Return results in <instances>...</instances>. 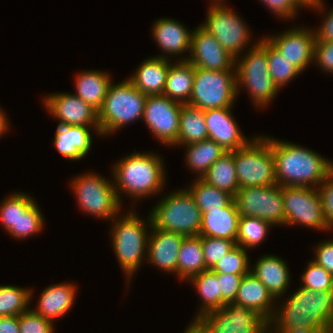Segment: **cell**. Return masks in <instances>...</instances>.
<instances>
[{
    "label": "cell",
    "instance_id": "1",
    "mask_svg": "<svg viewBox=\"0 0 333 333\" xmlns=\"http://www.w3.org/2000/svg\"><path fill=\"white\" fill-rule=\"evenodd\" d=\"M264 138L271 145L279 186L317 188L330 175V159L292 142Z\"/></svg>",
    "mask_w": 333,
    "mask_h": 333
},
{
    "label": "cell",
    "instance_id": "26",
    "mask_svg": "<svg viewBox=\"0 0 333 333\" xmlns=\"http://www.w3.org/2000/svg\"><path fill=\"white\" fill-rule=\"evenodd\" d=\"M253 268L250 271L267 287L274 299L285 296L283 294L291 280L285 260L269 254L261 256Z\"/></svg>",
    "mask_w": 333,
    "mask_h": 333
},
{
    "label": "cell",
    "instance_id": "51",
    "mask_svg": "<svg viewBox=\"0 0 333 333\" xmlns=\"http://www.w3.org/2000/svg\"><path fill=\"white\" fill-rule=\"evenodd\" d=\"M0 333H20L19 316L0 317Z\"/></svg>",
    "mask_w": 333,
    "mask_h": 333
},
{
    "label": "cell",
    "instance_id": "55",
    "mask_svg": "<svg viewBox=\"0 0 333 333\" xmlns=\"http://www.w3.org/2000/svg\"><path fill=\"white\" fill-rule=\"evenodd\" d=\"M184 333H195L194 329L192 328L191 325L187 326L186 330L184 331Z\"/></svg>",
    "mask_w": 333,
    "mask_h": 333
},
{
    "label": "cell",
    "instance_id": "46",
    "mask_svg": "<svg viewBox=\"0 0 333 333\" xmlns=\"http://www.w3.org/2000/svg\"><path fill=\"white\" fill-rule=\"evenodd\" d=\"M280 19H294L299 8L305 7L299 0H261Z\"/></svg>",
    "mask_w": 333,
    "mask_h": 333
},
{
    "label": "cell",
    "instance_id": "49",
    "mask_svg": "<svg viewBox=\"0 0 333 333\" xmlns=\"http://www.w3.org/2000/svg\"><path fill=\"white\" fill-rule=\"evenodd\" d=\"M314 251L313 261L333 275V239L319 243Z\"/></svg>",
    "mask_w": 333,
    "mask_h": 333
},
{
    "label": "cell",
    "instance_id": "47",
    "mask_svg": "<svg viewBox=\"0 0 333 333\" xmlns=\"http://www.w3.org/2000/svg\"><path fill=\"white\" fill-rule=\"evenodd\" d=\"M313 63L333 74V42L315 41Z\"/></svg>",
    "mask_w": 333,
    "mask_h": 333
},
{
    "label": "cell",
    "instance_id": "2",
    "mask_svg": "<svg viewBox=\"0 0 333 333\" xmlns=\"http://www.w3.org/2000/svg\"><path fill=\"white\" fill-rule=\"evenodd\" d=\"M283 301L281 308L278 305L275 308L269 320V329L304 325L315 327L321 333L333 332V291H312L299 287Z\"/></svg>",
    "mask_w": 333,
    "mask_h": 333
},
{
    "label": "cell",
    "instance_id": "38",
    "mask_svg": "<svg viewBox=\"0 0 333 333\" xmlns=\"http://www.w3.org/2000/svg\"><path fill=\"white\" fill-rule=\"evenodd\" d=\"M273 226L270 222L255 217L240 216L236 245L247 249L261 244Z\"/></svg>",
    "mask_w": 333,
    "mask_h": 333
},
{
    "label": "cell",
    "instance_id": "34",
    "mask_svg": "<svg viewBox=\"0 0 333 333\" xmlns=\"http://www.w3.org/2000/svg\"><path fill=\"white\" fill-rule=\"evenodd\" d=\"M185 146L187 147L185 162L189 169L197 173V178H202L210 166L226 153L221 146L210 139Z\"/></svg>",
    "mask_w": 333,
    "mask_h": 333
},
{
    "label": "cell",
    "instance_id": "45",
    "mask_svg": "<svg viewBox=\"0 0 333 333\" xmlns=\"http://www.w3.org/2000/svg\"><path fill=\"white\" fill-rule=\"evenodd\" d=\"M326 224L333 229V176L330 174L318 187Z\"/></svg>",
    "mask_w": 333,
    "mask_h": 333
},
{
    "label": "cell",
    "instance_id": "33",
    "mask_svg": "<svg viewBox=\"0 0 333 333\" xmlns=\"http://www.w3.org/2000/svg\"><path fill=\"white\" fill-rule=\"evenodd\" d=\"M201 179L234 197L239 190V184L237 182L233 151L226 152L218 158Z\"/></svg>",
    "mask_w": 333,
    "mask_h": 333
},
{
    "label": "cell",
    "instance_id": "17",
    "mask_svg": "<svg viewBox=\"0 0 333 333\" xmlns=\"http://www.w3.org/2000/svg\"><path fill=\"white\" fill-rule=\"evenodd\" d=\"M189 55L179 60H188L197 68L214 71L231 70L235 65V58L201 25L192 32Z\"/></svg>",
    "mask_w": 333,
    "mask_h": 333
},
{
    "label": "cell",
    "instance_id": "28",
    "mask_svg": "<svg viewBox=\"0 0 333 333\" xmlns=\"http://www.w3.org/2000/svg\"><path fill=\"white\" fill-rule=\"evenodd\" d=\"M75 95L99 111L104 103L108 88L113 80L100 70H86L76 74Z\"/></svg>",
    "mask_w": 333,
    "mask_h": 333
},
{
    "label": "cell",
    "instance_id": "14",
    "mask_svg": "<svg viewBox=\"0 0 333 333\" xmlns=\"http://www.w3.org/2000/svg\"><path fill=\"white\" fill-rule=\"evenodd\" d=\"M285 225H304L321 231L326 224L317 188L282 186Z\"/></svg>",
    "mask_w": 333,
    "mask_h": 333
},
{
    "label": "cell",
    "instance_id": "57",
    "mask_svg": "<svg viewBox=\"0 0 333 333\" xmlns=\"http://www.w3.org/2000/svg\"><path fill=\"white\" fill-rule=\"evenodd\" d=\"M332 176H333V162L331 161V173H330Z\"/></svg>",
    "mask_w": 333,
    "mask_h": 333
},
{
    "label": "cell",
    "instance_id": "19",
    "mask_svg": "<svg viewBox=\"0 0 333 333\" xmlns=\"http://www.w3.org/2000/svg\"><path fill=\"white\" fill-rule=\"evenodd\" d=\"M232 107L204 110L208 139L215 141L226 152L245 147L251 140L243 136L232 116Z\"/></svg>",
    "mask_w": 333,
    "mask_h": 333
},
{
    "label": "cell",
    "instance_id": "35",
    "mask_svg": "<svg viewBox=\"0 0 333 333\" xmlns=\"http://www.w3.org/2000/svg\"><path fill=\"white\" fill-rule=\"evenodd\" d=\"M187 189L194 197L196 205L202 213L224 208L233 200L232 195L207 184L201 178H195Z\"/></svg>",
    "mask_w": 333,
    "mask_h": 333
},
{
    "label": "cell",
    "instance_id": "6",
    "mask_svg": "<svg viewBox=\"0 0 333 333\" xmlns=\"http://www.w3.org/2000/svg\"><path fill=\"white\" fill-rule=\"evenodd\" d=\"M111 82L102 108L98 111L101 136H107L143 118L147 95L126 78L121 83Z\"/></svg>",
    "mask_w": 333,
    "mask_h": 333
},
{
    "label": "cell",
    "instance_id": "8",
    "mask_svg": "<svg viewBox=\"0 0 333 333\" xmlns=\"http://www.w3.org/2000/svg\"><path fill=\"white\" fill-rule=\"evenodd\" d=\"M195 333H269V321L258 311L234 302L191 321Z\"/></svg>",
    "mask_w": 333,
    "mask_h": 333
},
{
    "label": "cell",
    "instance_id": "29",
    "mask_svg": "<svg viewBox=\"0 0 333 333\" xmlns=\"http://www.w3.org/2000/svg\"><path fill=\"white\" fill-rule=\"evenodd\" d=\"M195 66L188 60H178L169 66L163 95L182 105L188 104L193 90Z\"/></svg>",
    "mask_w": 333,
    "mask_h": 333
},
{
    "label": "cell",
    "instance_id": "4",
    "mask_svg": "<svg viewBox=\"0 0 333 333\" xmlns=\"http://www.w3.org/2000/svg\"><path fill=\"white\" fill-rule=\"evenodd\" d=\"M134 212L130 209L122 217L121 214H119V217L118 215L114 217L110 233L113 251L129 283L132 279L131 277L136 274L137 269H139L146 258L145 256H147L145 254H147L148 236L150 234L148 228H152L150 215L147 216L149 219L146 223Z\"/></svg>",
    "mask_w": 333,
    "mask_h": 333
},
{
    "label": "cell",
    "instance_id": "18",
    "mask_svg": "<svg viewBox=\"0 0 333 333\" xmlns=\"http://www.w3.org/2000/svg\"><path fill=\"white\" fill-rule=\"evenodd\" d=\"M282 57L297 67L301 72L313 64L315 32L309 28L293 27L279 35L265 37Z\"/></svg>",
    "mask_w": 333,
    "mask_h": 333
},
{
    "label": "cell",
    "instance_id": "48",
    "mask_svg": "<svg viewBox=\"0 0 333 333\" xmlns=\"http://www.w3.org/2000/svg\"><path fill=\"white\" fill-rule=\"evenodd\" d=\"M243 275H235V274H218L217 279L220 286V294L222 295V299L226 302H234L240 281Z\"/></svg>",
    "mask_w": 333,
    "mask_h": 333
},
{
    "label": "cell",
    "instance_id": "9",
    "mask_svg": "<svg viewBox=\"0 0 333 333\" xmlns=\"http://www.w3.org/2000/svg\"><path fill=\"white\" fill-rule=\"evenodd\" d=\"M233 160L239 188L277 184L271 145L263 136L254 137L245 147L233 151Z\"/></svg>",
    "mask_w": 333,
    "mask_h": 333
},
{
    "label": "cell",
    "instance_id": "21",
    "mask_svg": "<svg viewBox=\"0 0 333 333\" xmlns=\"http://www.w3.org/2000/svg\"><path fill=\"white\" fill-rule=\"evenodd\" d=\"M192 30L187 28L176 20L170 18H159L154 22L152 35L156 44L164 53L158 57L170 59L168 56L186 53L191 50Z\"/></svg>",
    "mask_w": 333,
    "mask_h": 333
},
{
    "label": "cell",
    "instance_id": "56",
    "mask_svg": "<svg viewBox=\"0 0 333 333\" xmlns=\"http://www.w3.org/2000/svg\"><path fill=\"white\" fill-rule=\"evenodd\" d=\"M212 1V0H211ZM214 3L213 4H225L223 1L224 0H213Z\"/></svg>",
    "mask_w": 333,
    "mask_h": 333
},
{
    "label": "cell",
    "instance_id": "11",
    "mask_svg": "<svg viewBox=\"0 0 333 333\" xmlns=\"http://www.w3.org/2000/svg\"><path fill=\"white\" fill-rule=\"evenodd\" d=\"M71 188L82 211L97 218L112 220L120 210L114 184L94 172L81 174L71 180Z\"/></svg>",
    "mask_w": 333,
    "mask_h": 333
},
{
    "label": "cell",
    "instance_id": "54",
    "mask_svg": "<svg viewBox=\"0 0 333 333\" xmlns=\"http://www.w3.org/2000/svg\"><path fill=\"white\" fill-rule=\"evenodd\" d=\"M6 114L0 108V137L9 129V122Z\"/></svg>",
    "mask_w": 333,
    "mask_h": 333
},
{
    "label": "cell",
    "instance_id": "15",
    "mask_svg": "<svg viewBox=\"0 0 333 333\" xmlns=\"http://www.w3.org/2000/svg\"><path fill=\"white\" fill-rule=\"evenodd\" d=\"M182 104L164 95H147L143 118L146 126L163 145L178 146Z\"/></svg>",
    "mask_w": 333,
    "mask_h": 333
},
{
    "label": "cell",
    "instance_id": "22",
    "mask_svg": "<svg viewBox=\"0 0 333 333\" xmlns=\"http://www.w3.org/2000/svg\"><path fill=\"white\" fill-rule=\"evenodd\" d=\"M240 215L234 199L224 208L202 213L199 235L224 238L236 244Z\"/></svg>",
    "mask_w": 333,
    "mask_h": 333
},
{
    "label": "cell",
    "instance_id": "42",
    "mask_svg": "<svg viewBox=\"0 0 333 333\" xmlns=\"http://www.w3.org/2000/svg\"><path fill=\"white\" fill-rule=\"evenodd\" d=\"M44 228V218L34 201L17 219V238L24 239L41 232Z\"/></svg>",
    "mask_w": 333,
    "mask_h": 333
},
{
    "label": "cell",
    "instance_id": "53",
    "mask_svg": "<svg viewBox=\"0 0 333 333\" xmlns=\"http://www.w3.org/2000/svg\"><path fill=\"white\" fill-rule=\"evenodd\" d=\"M305 7L313 8L314 10H320L321 13L325 12L323 0H299Z\"/></svg>",
    "mask_w": 333,
    "mask_h": 333
},
{
    "label": "cell",
    "instance_id": "23",
    "mask_svg": "<svg viewBox=\"0 0 333 333\" xmlns=\"http://www.w3.org/2000/svg\"><path fill=\"white\" fill-rule=\"evenodd\" d=\"M170 62L158 55L145 59L128 79L146 95H163Z\"/></svg>",
    "mask_w": 333,
    "mask_h": 333
},
{
    "label": "cell",
    "instance_id": "31",
    "mask_svg": "<svg viewBox=\"0 0 333 333\" xmlns=\"http://www.w3.org/2000/svg\"><path fill=\"white\" fill-rule=\"evenodd\" d=\"M208 139L204 110L188 104L181 106L178 145H188Z\"/></svg>",
    "mask_w": 333,
    "mask_h": 333
},
{
    "label": "cell",
    "instance_id": "16",
    "mask_svg": "<svg viewBox=\"0 0 333 333\" xmlns=\"http://www.w3.org/2000/svg\"><path fill=\"white\" fill-rule=\"evenodd\" d=\"M44 98L47 112L60 121L58 125L88 126L101 136L98 111L81 98L65 92L49 93Z\"/></svg>",
    "mask_w": 333,
    "mask_h": 333
},
{
    "label": "cell",
    "instance_id": "30",
    "mask_svg": "<svg viewBox=\"0 0 333 333\" xmlns=\"http://www.w3.org/2000/svg\"><path fill=\"white\" fill-rule=\"evenodd\" d=\"M196 288L202 303L199 312L195 318H199L203 314L216 310L226 305L220 294V286L217 279V273L211 269H207L202 273L196 274L188 279Z\"/></svg>",
    "mask_w": 333,
    "mask_h": 333
},
{
    "label": "cell",
    "instance_id": "27",
    "mask_svg": "<svg viewBox=\"0 0 333 333\" xmlns=\"http://www.w3.org/2000/svg\"><path fill=\"white\" fill-rule=\"evenodd\" d=\"M90 129L88 126L58 125L53 145L66 159H83L92 147Z\"/></svg>",
    "mask_w": 333,
    "mask_h": 333
},
{
    "label": "cell",
    "instance_id": "52",
    "mask_svg": "<svg viewBox=\"0 0 333 333\" xmlns=\"http://www.w3.org/2000/svg\"><path fill=\"white\" fill-rule=\"evenodd\" d=\"M270 331H272L273 333H321L315 327H308L304 325H302L301 327L296 326L294 328H272L269 329V333H271Z\"/></svg>",
    "mask_w": 333,
    "mask_h": 333
},
{
    "label": "cell",
    "instance_id": "25",
    "mask_svg": "<svg viewBox=\"0 0 333 333\" xmlns=\"http://www.w3.org/2000/svg\"><path fill=\"white\" fill-rule=\"evenodd\" d=\"M274 301L267 287L251 271L243 275L234 303L258 311L269 321L276 308Z\"/></svg>",
    "mask_w": 333,
    "mask_h": 333
},
{
    "label": "cell",
    "instance_id": "32",
    "mask_svg": "<svg viewBox=\"0 0 333 333\" xmlns=\"http://www.w3.org/2000/svg\"><path fill=\"white\" fill-rule=\"evenodd\" d=\"M205 270L202 236H185L178 254V279L188 280Z\"/></svg>",
    "mask_w": 333,
    "mask_h": 333
},
{
    "label": "cell",
    "instance_id": "10",
    "mask_svg": "<svg viewBox=\"0 0 333 333\" xmlns=\"http://www.w3.org/2000/svg\"><path fill=\"white\" fill-rule=\"evenodd\" d=\"M236 98L235 66L224 71L195 67L193 90L188 105L202 110L233 107Z\"/></svg>",
    "mask_w": 333,
    "mask_h": 333
},
{
    "label": "cell",
    "instance_id": "37",
    "mask_svg": "<svg viewBox=\"0 0 333 333\" xmlns=\"http://www.w3.org/2000/svg\"><path fill=\"white\" fill-rule=\"evenodd\" d=\"M33 290L12 285H0V317L20 316L29 309Z\"/></svg>",
    "mask_w": 333,
    "mask_h": 333
},
{
    "label": "cell",
    "instance_id": "3",
    "mask_svg": "<svg viewBox=\"0 0 333 333\" xmlns=\"http://www.w3.org/2000/svg\"><path fill=\"white\" fill-rule=\"evenodd\" d=\"M164 168L163 159L154 152L132 153L117 160L112 176L119 203H122L120 194L123 193L138 200L159 194L166 182Z\"/></svg>",
    "mask_w": 333,
    "mask_h": 333
},
{
    "label": "cell",
    "instance_id": "5",
    "mask_svg": "<svg viewBox=\"0 0 333 333\" xmlns=\"http://www.w3.org/2000/svg\"><path fill=\"white\" fill-rule=\"evenodd\" d=\"M238 57L235 58L234 65L237 95H239L240 88H246L255 107L263 109L279 92L268 69L267 39L261 38L250 47L244 57L241 55Z\"/></svg>",
    "mask_w": 333,
    "mask_h": 333
},
{
    "label": "cell",
    "instance_id": "36",
    "mask_svg": "<svg viewBox=\"0 0 333 333\" xmlns=\"http://www.w3.org/2000/svg\"><path fill=\"white\" fill-rule=\"evenodd\" d=\"M31 196L26 193H13L1 201L0 222L4 229L13 237L17 238V219L20 214L34 202Z\"/></svg>",
    "mask_w": 333,
    "mask_h": 333
},
{
    "label": "cell",
    "instance_id": "39",
    "mask_svg": "<svg viewBox=\"0 0 333 333\" xmlns=\"http://www.w3.org/2000/svg\"><path fill=\"white\" fill-rule=\"evenodd\" d=\"M267 61L270 76L279 90L301 73L290 61L282 57V54L268 40Z\"/></svg>",
    "mask_w": 333,
    "mask_h": 333
},
{
    "label": "cell",
    "instance_id": "20",
    "mask_svg": "<svg viewBox=\"0 0 333 333\" xmlns=\"http://www.w3.org/2000/svg\"><path fill=\"white\" fill-rule=\"evenodd\" d=\"M185 235L156 229L148 236L147 258L150 264L178 276V254Z\"/></svg>",
    "mask_w": 333,
    "mask_h": 333
},
{
    "label": "cell",
    "instance_id": "44",
    "mask_svg": "<svg viewBox=\"0 0 333 333\" xmlns=\"http://www.w3.org/2000/svg\"><path fill=\"white\" fill-rule=\"evenodd\" d=\"M53 324L31 308L19 316L20 333H54Z\"/></svg>",
    "mask_w": 333,
    "mask_h": 333
},
{
    "label": "cell",
    "instance_id": "41",
    "mask_svg": "<svg viewBox=\"0 0 333 333\" xmlns=\"http://www.w3.org/2000/svg\"><path fill=\"white\" fill-rule=\"evenodd\" d=\"M301 275L303 288L312 291H333V275L311 260Z\"/></svg>",
    "mask_w": 333,
    "mask_h": 333
},
{
    "label": "cell",
    "instance_id": "7",
    "mask_svg": "<svg viewBox=\"0 0 333 333\" xmlns=\"http://www.w3.org/2000/svg\"><path fill=\"white\" fill-rule=\"evenodd\" d=\"M149 214L156 229L185 236L199 235L202 212L187 188L164 196Z\"/></svg>",
    "mask_w": 333,
    "mask_h": 333
},
{
    "label": "cell",
    "instance_id": "50",
    "mask_svg": "<svg viewBox=\"0 0 333 333\" xmlns=\"http://www.w3.org/2000/svg\"><path fill=\"white\" fill-rule=\"evenodd\" d=\"M319 28L314 30L315 41L333 42V9L328 12Z\"/></svg>",
    "mask_w": 333,
    "mask_h": 333
},
{
    "label": "cell",
    "instance_id": "24",
    "mask_svg": "<svg viewBox=\"0 0 333 333\" xmlns=\"http://www.w3.org/2000/svg\"><path fill=\"white\" fill-rule=\"evenodd\" d=\"M76 285L70 283L47 286L39 296L38 305L33 309L40 316L52 321L65 314L75 302Z\"/></svg>",
    "mask_w": 333,
    "mask_h": 333
},
{
    "label": "cell",
    "instance_id": "40",
    "mask_svg": "<svg viewBox=\"0 0 333 333\" xmlns=\"http://www.w3.org/2000/svg\"><path fill=\"white\" fill-rule=\"evenodd\" d=\"M248 258L247 249L235 245L211 270L218 274L245 275L251 268Z\"/></svg>",
    "mask_w": 333,
    "mask_h": 333
},
{
    "label": "cell",
    "instance_id": "12",
    "mask_svg": "<svg viewBox=\"0 0 333 333\" xmlns=\"http://www.w3.org/2000/svg\"><path fill=\"white\" fill-rule=\"evenodd\" d=\"M207 11L206 22L201 26L213 35L233 58L241 55L250 42L251 35L244 20L232 8L224 4H213V1Z\"/></svg>",
    "mask_w": 333,
    "mask_h": 333
},
{
    "label": "cell",
    "instance_id": "13",
    "mask_svg": "<svg viewBox=\"0 0 333 333\" xmlns=\"http://www.w3.org/2000/svg\"><path fill=\"white\" fill-rule=\"evenodd\" d=\"M233 199L240 216L260 218L273 226L285 225L282 186L239 188Z\"/></svg>",
    "mask_w": 333,
    "mask_h": 333
},
{
    "label": "cell",
    "instance_id": "43",
    "mask_svg": "<svg viewBox=\"0 0 333 333\" xmlns=\"http://www.w3.org/2000/svg\"><path fill=\"white\" fill-rule=\"evenodd\" d=\"M236 244L228 239L202 237L203 259L206 269H212Z\"/></svg>",
    "mask_w": 333,
    "mask_h": 333
}]
</instances>
